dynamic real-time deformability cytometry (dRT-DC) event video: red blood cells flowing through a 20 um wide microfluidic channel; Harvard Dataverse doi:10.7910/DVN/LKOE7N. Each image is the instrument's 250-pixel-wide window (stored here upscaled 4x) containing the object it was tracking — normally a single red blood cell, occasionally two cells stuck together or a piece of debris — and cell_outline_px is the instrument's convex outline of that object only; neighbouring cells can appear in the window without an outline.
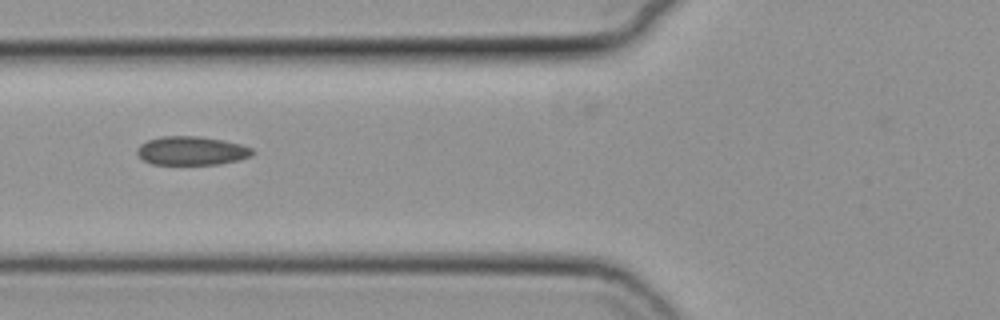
{"species": "common noctule bat (a hibernating species)", "species_latin": "Nyctalus noctula", "temperature_condition": "cold", "stored_images_in_passage": 14, "camera_frame_rate_fps": 3000, "um_per_image_px": 0.085, "animal": {"sex": "female", "body_mass_g": 19.3, "forearm_length_mm": 54.1}, "frame": {"image": 1, "passage_image": 5, "time_ms": 1.333, "image_size_px": [1000, 320], "cell_outline_px": [[252, 156], [220, 164], [152, 164], [144, 160], [136, 152], [136, 148], [140, 144], [148, 140], [160, 136], [200, 136], [240, 144], [252, 148]], "centroid_in_image_um": [16.24, 12.81], "position_along_channel_um": 109.6, "area_um2": 19.13}}